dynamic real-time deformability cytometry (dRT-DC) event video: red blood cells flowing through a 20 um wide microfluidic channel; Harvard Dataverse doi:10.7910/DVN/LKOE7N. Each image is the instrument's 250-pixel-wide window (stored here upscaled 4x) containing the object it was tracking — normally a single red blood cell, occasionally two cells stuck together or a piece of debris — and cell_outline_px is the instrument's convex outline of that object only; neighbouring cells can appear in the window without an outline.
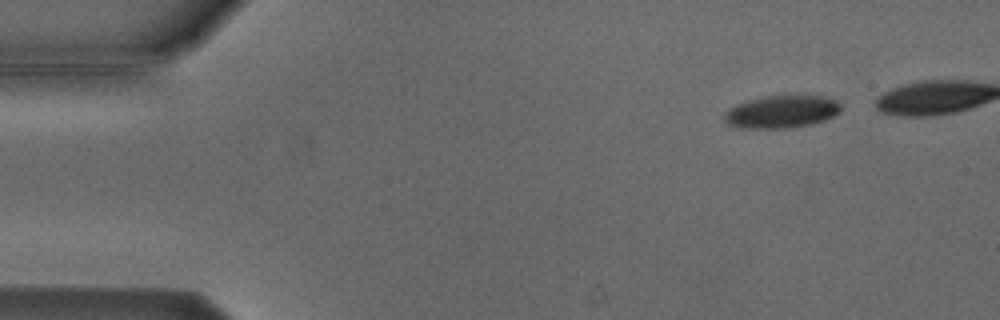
{"species": "Egyptian fruit bat (a non-hibernating species)", "species_latin": "Rousettus aegyptiacus", "temperature_condition": "cold", "stored_images_in_passage": 5, "camera_frame_rate_fps": 3000, "um_per_image_px": 0.085, "animal": {"sex": "male"}, "frame": {"image": 1, "passage_image": 1, "time_ms": 0.0, "image_size_px": [1000, 320], "cell_outline_px": [[840, 112], [824, 120], [812, 124], [792, 128], [736, 128], [728, 124], [724, 120], [724, 116], [728, 108], [736, 104], [748, 100], [764, 96], [824, 96], [836, 100], [840, 104]], "centroid_in_image_um": [66.41, 9.51], "position_along_channel_um": 18.6, "area_um2": 22.2}}